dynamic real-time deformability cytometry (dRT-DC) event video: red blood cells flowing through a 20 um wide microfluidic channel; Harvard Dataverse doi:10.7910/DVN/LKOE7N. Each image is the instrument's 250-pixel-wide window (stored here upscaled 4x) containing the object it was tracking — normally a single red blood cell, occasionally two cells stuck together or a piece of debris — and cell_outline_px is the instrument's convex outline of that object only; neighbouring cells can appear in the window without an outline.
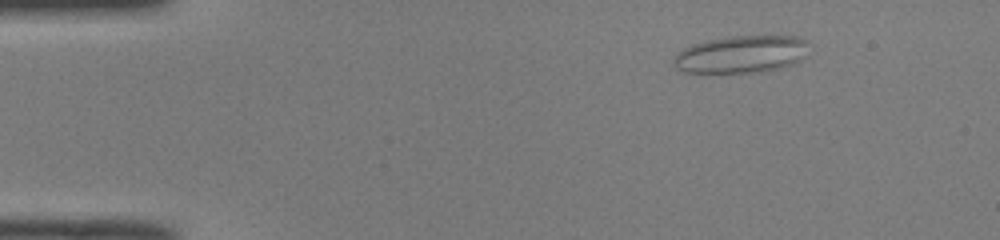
{"species": "common noctule bat (a hibernating species)", "species_latin": "Nyctalus noctula", "temperature_condition": "room temperature", "stored_images_in_passage": 51, "camera_frame_rate_fps": 3000, "um_per_image_px": 0.085, "animal": {"sex": "male", "body_mass_g": 19.0, "forearm_length_mm": 50.8}, "frame": {"image": 1, "passage_image": 7, "time_ms": 2.0, "image_size_px": [1000, 240], "cell_outline_px": [[812, 44], [800, 60], [792, 64], [760, 72], [684, 72], [676, 68], [672, 64], [672, 60], [684, 48], [692, 44], [708, 40], [732, 36], [796, 36]], "centroid_in_image_um": [63.01, 4.6], "position_along_channel_um": 22.0, "area_um2": 29.25}}
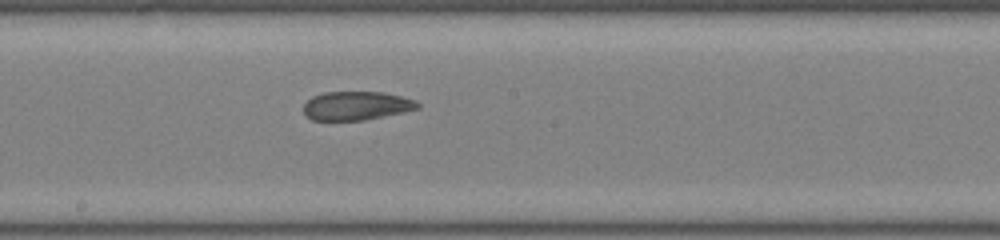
{"frame": {"image": 2, "passage_image": 28, "time_ms": 9.0, "image_size_px": [1000, 240], "cell_outline_px": [[420, 108], [404, 112], [364, 120], [312, 120], [304, 116], [304, 104], [312, 96], [324, 92], [384, 92], [416, 100], [420, 104]], "centroid_in_image_um": [30.29, 8.99], "position_along_channel_um": 217.9, "area_um2": 19.19}}
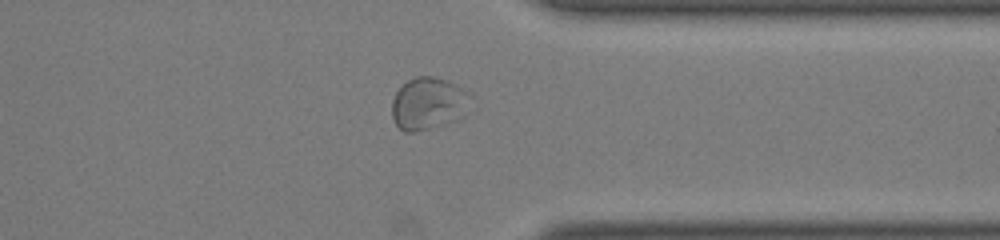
{"frame": {"image": 3, "passage_image": 40, "time_ms": 13.0, "image_size_px": [1000, 240], "cell_outline_px": [[472, 96], [468, 112], [464, 116], [448, 124], [416, 132], [404, 132], [392, 120], [392, 100], [396, 92], [408, 80], [416, 76], [432, 76], [456, 84], [472, 92]], "centroid_in_image_um": [36.46, 8.82], "position_along_channel_um": 374.9, "area_um2": 24.57}, "authors_computed_cell_mechanics": {"area_um2": 24.565, "velocity_mm_per_s": 3.9865, "shape_relaxation_time_tau1_ms": null, "shape_relaxation_time_tau2_ms": 1.7831, "deformation_change_tau1": null, "deformation_change_tau2": 0.0802}}